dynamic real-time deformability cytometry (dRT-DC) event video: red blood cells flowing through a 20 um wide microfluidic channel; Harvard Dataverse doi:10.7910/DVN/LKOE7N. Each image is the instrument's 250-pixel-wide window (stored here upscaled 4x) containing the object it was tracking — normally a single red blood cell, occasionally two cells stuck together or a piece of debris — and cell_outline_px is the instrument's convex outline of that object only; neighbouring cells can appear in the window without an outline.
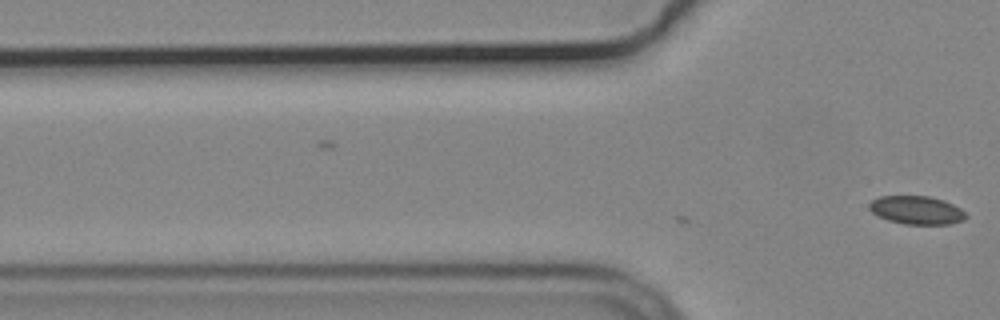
{"species": "common noctule bat (a hibernating species)", "species_latin": "Nyctalus noctula", "temperature_condition": "cold", "stored_images_in_passage": 3, "camera_frame_rate_fps": 3000, "um_per_image_px": 0.085, "animal": {"sex": "male", "body_mass_g": 19.2, "forearm_length_mm": 51.8}, "frame": {"image": 1, "passage_image": 3, "time_ms": 0.667, "image_size_px": [1000, 320], "cell_outline_px": [[968, 216], [964, 220], [952, 224], [904, 224], [888, 220], [872, 212], [868, 208], [868, 204], [872, 200], [880, 196], [928, 196], [944, 200], [960, 208]], "centroid_in_image_um": [77.92, 17.86], "position_along_channel_um": 47.9, "area_um2": 15.95}}